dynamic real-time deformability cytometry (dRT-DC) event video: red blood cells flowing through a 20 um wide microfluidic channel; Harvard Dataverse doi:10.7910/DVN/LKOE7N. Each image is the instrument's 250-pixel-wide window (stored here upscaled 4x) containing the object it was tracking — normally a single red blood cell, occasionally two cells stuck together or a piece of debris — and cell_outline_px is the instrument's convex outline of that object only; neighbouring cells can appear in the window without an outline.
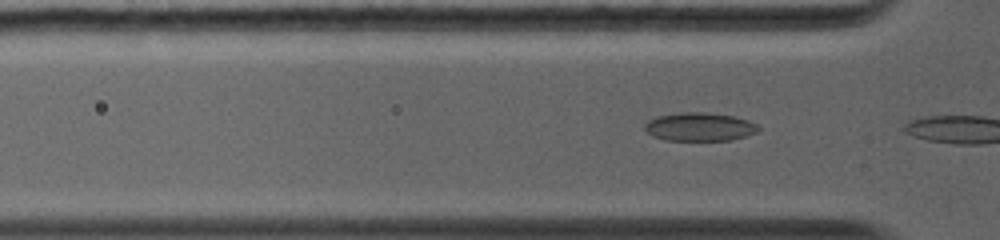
{"species": "common noctule bat (a hibernating species)", "species_latin": "Nyctalus noctula", "temperature_condition": "warm", "stored_images_in_passage": 5, "camera_frame_rate_fps": 5000, "um_per_image_px": 0.085, "animal": {"sex": "female", "body_mass_g": 19.0, "forearm_length_mm": 56.7}, "frame": {"image": 1, "passage_image": 4, "time_ms": 0.6, "image_size_px": [1000, 240], "cell_outline_px": [[760, 128], [756, 132], [732, 140], [664, 140], [652, 136], [644, 128], [644, 124], [648, 120], [656, 116], [680, 112], [704, 112], [732, 116], [748, 120], [756, 124]], "centroid_in_image_um": [59.42, 10.77], "position_along_channel_um": 66.4, "area_um2": 18.79}}